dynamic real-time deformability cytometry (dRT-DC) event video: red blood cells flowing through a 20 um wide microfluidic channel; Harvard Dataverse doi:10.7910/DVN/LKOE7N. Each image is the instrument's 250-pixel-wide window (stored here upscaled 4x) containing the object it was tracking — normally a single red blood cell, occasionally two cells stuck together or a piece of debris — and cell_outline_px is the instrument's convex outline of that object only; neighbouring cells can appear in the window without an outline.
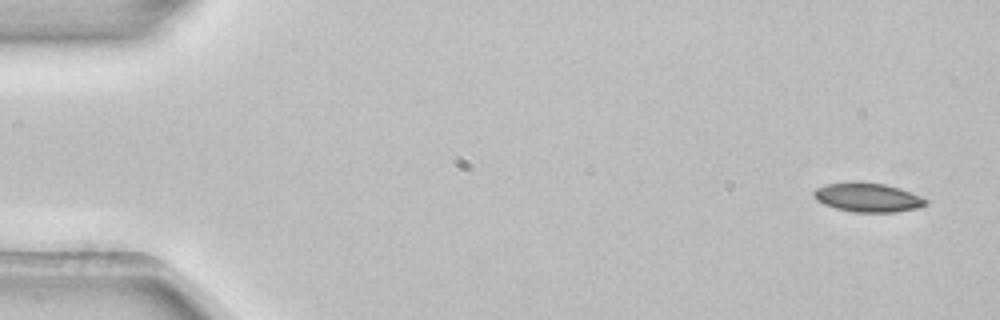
{"species": "common noctule bat (a hibernating species)", "species_latin": "Nyctalus noctula", "temperature_condition": "room temperature", "stored_images_in_passage": 5, "camera_frame_rate_fps": 3000, "um_per_image_px": 0.085, "animal": {"sex": "female", "body_mass_g": 22.7, "forearm_length_mm": 54.2}, "frame": {"image": 1, "passage_image": 1, "time_ms": 0.0, "image_size_px": [1000, 320], "cell_outline_px": [[928, 204], [916, 208], [892, 212], [852, 212], [836, 208], [824, 204], [816, 200], [812, 192], [816, 188], [824, 184], [852, 180], [860, 180], [884, 184], [900, 188], [920, 196], [928, 200]], "centroid_in_image_um": [73.71, 16.75], "position_along_channel_um": 11.3, "area_um2": 19.31}}
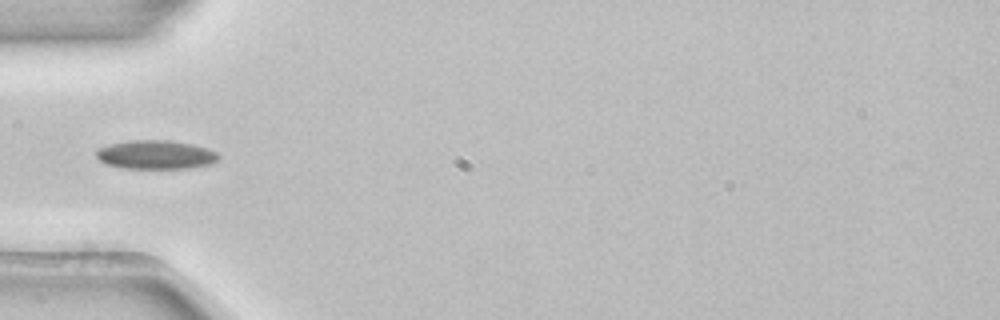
{"frame": {"image": 2, "passage_image": 4, "time_ms": 1.0, "image_size_px": [1000, 320], "cell_outline_px": [[220, 156], [212, 164], [192, 168], [124, 168], [104, 164], [96, 156], [96, 148], [112, 144], [132, 140], [168, 140], [192, 144], [208, 148], [216, 152]], "centroid_in_image_um": [13.24, 13.15], "position_along_channel_um": 71.8, "area_um2": 20.58}}